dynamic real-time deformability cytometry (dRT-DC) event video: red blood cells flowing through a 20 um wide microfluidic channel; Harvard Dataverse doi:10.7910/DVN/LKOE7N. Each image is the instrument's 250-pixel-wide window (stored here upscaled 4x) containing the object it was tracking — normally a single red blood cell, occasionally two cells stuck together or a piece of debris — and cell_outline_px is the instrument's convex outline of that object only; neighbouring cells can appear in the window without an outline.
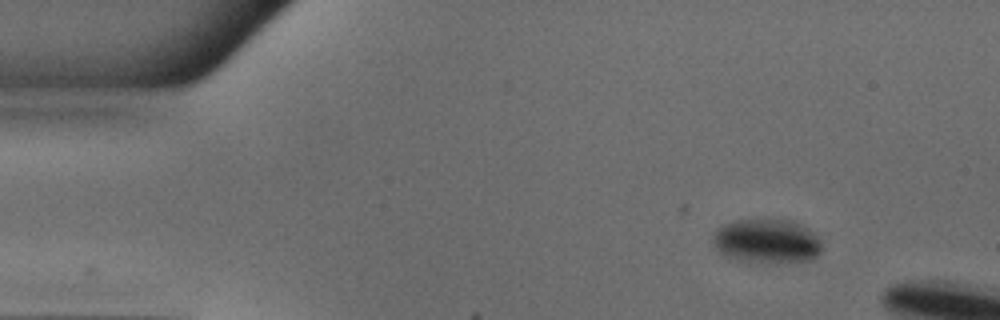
{"species": "common noctule bat (a hibernating species)", "species_latin": "Nyctalus noctula", "temperature_condition": "warm", "stored_images_in_passage": 8, "camera_frame_rate_fps": 3000, "um_per_image_px": 0.085, "animal": {"sex": "male", "body_mass_g": 18.8}, "frame": {"image": 1, "passage_image": 1, "time_ms": 0.0, "image_size_px": [1000, 320], "cell_outline_px": [[820, 252], [812, 260], [776, 264], [756, 264], [724, 256], [712, 244], [712, 236], [724, 224], [732, 220], [756, 216], [764, 216], [792, 220], [808, 228], [820, 236]], "centroid_in_image_um": [65.17, 20.47], "position_along_channel_um": 19.8, "area_um2": 29.71}}